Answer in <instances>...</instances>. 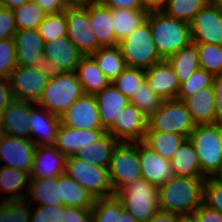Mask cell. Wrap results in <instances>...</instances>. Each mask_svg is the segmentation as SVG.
Instances as JSON below:
<instances>
[{
	"label": "cell",
	"instance_id": "83f0119b",
	"mask_svg": "<svg viewBox=\"0 0 222 222\" xmlns=\"http://www.w3.org/2000/svg\"><path fill=\"white\" fill-rule=\"evenodd\" d=\"M31 206H64L59 197V176L30 179L25 199Z\"/></svg>",
	"mask_w": 222,
	"mask_h": 222
},
{
	"label": "cell",
	"instance_id": "c3c4849f",
	"mask_svg": "<svg viewBox=\"0 0 222 222\" xmlns=\"http://www.w3.org/2000/svg\"><path fill=\"white\" fill-rule=\"evenodd\" d=\"M63 206H31L29 222H61Z\"/></svg>",
	"mask_w": 222,
	"mask_h": 222
},
{
	"label": "cell",
	"instance_id": "e7e4bbea",
	"mask_svg": "<svg viewBox=\"0 0 222 222\" xmlns=\"http://www.w3.org/2000/svg\"><path fill=\"white\" fill-rule=\"evenodd\" d=\"M119 222H138L130 213L126 210L122 211V214L119 218Z\"/></svg>",
	"mask_w": 222,
	"mask_h": 222
},
{
	"label": "cell",
	"instance_id": "f907efd6",
	"mask_svg": "<svg viewBox=\"0 0 222 222\" xmlns=\"http://www.w3.org/2000/svg\"><path fill=\"white\" fill-rule=\"evenodd\" d=\"M61 222H92L91 209L63 206Z\"/></svg>",
	"mask_w": 222,
	"mask_h": 222
},
{
	"label": "cell",
	"instance_id": "816d5d0a",
	"mask_svg": "<svg viewBox=\"0 0 222 222\" xmlns=\"http://www.w3.org/2000/svg\"><path fill=\"white\" fill-rule=\"evenodd\" d=\"M31 66L43 72L49 79L64 73L59 66L49 61L44 54H42Z\"/></svg>",
	"mask_w": 222,
	"mask_h": 222
},
{
	"label": "cell",
	"instance_id": "f1b7e54d",
	"mask_svg": "<svg viewBox=\"0 0 222 222\" xmlns=\"http://www.w3.org/2000/svg\"><path fill=\"white\" fill-rule=\"evenodd\" d=\"M174 176L186 178H205L201 174V167L197 152L189 138L185 139L170 159Z\"/></svg>",
	"mask_w": 222,
	"mask_h": 222
},
{
	"label": "cell",
	"instance_id": "2e32d148",
	"mask_svg": "<svg viewBox=\"0 0 222 222\" xmlns=\"http://www.w3.org/2000/svg\"><path fill=\"white\" fill-rule=\"evenodd\" d=\"M60 125V116L49 113L35 103L30 102V140L37 146L54 145L56 132Z\"/></svg>",
	"mask_w": 222,
	"mask_h": 222
},
{
	"label": "cell",
	"instance_id": "d590c367",
	"mask_svg": "<svg viewBox=\"0 0 222 222\" xmlns=\"http://www.w3.org/2000/svg\"><path fill=\"white\" fill-rule=\"evenodd\" d=\"M186 138L171 132L146 131L143 143L158 155L170 160Z\"/></svg>",
	"mask_w": 222,
	"mask_h": 222
},
{
	"label": "cell",
	"instance_id": "6125c7cd",
	"mask_svg": "<svg viewBox=\"0 0 222 222\" xmlns=\"http://www.w3.org/2000/svg\"><path fill=\"white\" fill-rule=\"evenodd\" d=\"M67 7L86 6L89 3L96 2L97 0H63Z\"/></svg>",
	"mask_w": 222,
	"mask_h": 222
},
{
	"label": "cell",
	"instance_id": "681fc988",
	"mask_svg": "<svg viewBox=\"0 0 222 222\" xmlns=\"http://www.w3.org/2000/svg\"><path fill=\"white\" fill-rule=\"evenodd\" d=\"M16 32L13 10L0 6V40L13 38Z\"/></svg>",
	"mask_w": 222,
	"mask_h": 222
},
{
	"label": "cell",
	"instance_id": "d6986e66",
	"mask_svg": "<svg viewBox=\"0 0 222 222\" xmlns=\"http://www.w3.org/2000/svg\"><path fill=\"white\" fill-rule=\"evenodd\" d=\"M67 157L54 145L36 146L30 179L58 177L64 174Z\"/></svg>",
	"mask_w": 222,
	"mask_h": 222
},
{
	"label": "cell",
	"instance_id": "9f6ffc18",
	"mask_svg": "<svg viewBox=\"0 0 222 222\" xmlns=\"http://www.w3.org/2000/svg\"><path fill=\"white\" fill-rule=\"evenodd\" d=\"M101 5L110 8L144 9L142 0H97Z\"/></svg>",
	"mask_w": 222,
	"mask_h": 222
},
{
	"label": "cell",
	"instance_id": "ba28073f",
	"mask_svg": "<svg viewBox=\"0 0 222 222\" xmlns=\"http://www.w3.org/2000/svg\"><path fill=\"white\" fill-rule=\"evenodd\" d=\"M64 173L90 192L95 199L114 195L108 167L97 166L75 156H69L66 159Z\"/></svg>",
	"mask_w": 222,
	"mask_h": 222
},
{
	"label": "cell",
	"instance_id": "60d3db41",
	"mask_svg": "<svg viewBox=\"0 0 222 222\" xmlns=\"http://www.w3.org/2000/svg\"><path fill=\"white\" fill-rule=\"evenodd\" d=\"M200 68L213 76L222 73V45L197 44Z\"/></svg>",
	"mask_w": 222,
	"mask_h": 222
},
{
	"label": "cell",
	"instance_id": "db71d44e",
	"mask_svg": "<svg viewBox=\"0 0 222 222\" xmlns=\"http://www.w3.org/2000/svg\"><path fill=\"white\" fill-rule=\"evenodd\" d=\"M193 213L197 216L199 222H222V214L208 207L204 203H202Z\"/></svg>",
	"mask_w": 222,
	"mask_h": 222
},
{
	"label": "cell",
	"instance_id": "7c38bea8",
	"mask_svg": "<svg viewBox=\"0 0 222 222\" xmlns=\"http://www.w3.org/2000/svg\"><path fill=\"white\" fill-rule=\"evenodd\" d=\"M49 78L32 66H16L8 77L13 99L37 104Z\"/></svg>",
	"mask_w": 222,
	"mask_h": 222
},
{
	"label": "cell",
	"instance_id": "d4e9b609",
	"mask_svg": "<svg viewBox=\"0 0 222 222\" xmlns=\"http://www.w3.org/2000/svg\"><path fill=\"white\" fill-rule=\"evenodd\" d=\"M94 96L97 101L102 128L106 131L112 125L120 109L126 107L130 100L112 83Z\"/></svg>",
	"mask_w": 222,
	"mask_h": 222
},
{
	"label": "cell",
	"instance_id": "4fadbf2b",
	"mask_svg": "<svg viewBox=\"0 0 222 222\" xmlns=\"http://www.w3.org/2000/svg\"><path fill=\"white\" fill-rule=\"evenodd\" d=\"M147 119L135 105L129 103L120 109L106 132L119 142H143L147 131Z\"/></svg>",
	"mask_w": 222,
	"mask_h": 222
},
{
	"label": "cell",
	"instance_id": "4316f807",
	"mask_svg": "<svg viewBox=\"0 0 222 222\" xmlns=\"http://www.w3.org/2000/svg\"><path fill=\"white\" fill-rule=\"evenodd\" d=\"M29 184V172L0 166V201L26 199Z\"/></svg>",
	"mask_w": 222,
	"mask_h": 222
},
{
	"label": "cell",
	"instance_id": "5b68a950",
	"mask_svg": "<svg viewBox=\"0 0 222 222\" xmlns=\"http://www.w3.org/2000/svg\"><path fill=\"white\" fill-rule=\"evenodd\" d=\"M84 94L75 71L65 72L48 80L37 105L49 113L61 116Z\"/></svg>",
	"mask_w": 222,
	"mask_h": 222
},
{
	"label": "cell",
	"instance_id": "91938a15",
	"mask_svg": "<svg viewBox=\"0 0 222 222\" xmlns=\"http://www.w3.org/2000/svg\"><path fill=\"white\" fill-rule=\"evenodd\" d=\"M143 8L147 12L162 11L167 4V0H142Z\"/></svg>",
	"mask_w": 222,
	"mask_h": 222
},
{
	"label": "cell",
	"instance_id": "be15d7a7",
	"mask_svg": "<svg viewBox=\"0 0 222 222\" xmlns=\"http://www.w3.org/2000/svg\"><path fill=\"white\" fill-rule=\"evenodd\" d=\"M178 222H199V220L194 213H188L179 215Z\"/></svg>",
	"mask_w": 222,
	"mask_h": 222
},
{
	"label": "cell",
	"instance_id": "cb8c5ba5",
	"mask_svg": "<svg viewBox=\"0 0 222 222\" xmlns=\"http://www.w3.org/2000/svg\"><path fill=\"white\" fill-rule=\"evenodd\" d=\"M89 20L97 42L101 47L119 45L113 30L111 9L98 1L88 4Z\"/></svg>",
	"mask_w": 222,
	"mask_h": 222
},
{
	"label": "cell",
	"instance_id": "6f0895ef",
	"mask_svg": "<svg viewBox=\"0 0 222 222\" xmlns=\"http://www.w3.org/2000/svg\"><path fill=\"white\" fill-rule=\"evenodd\" d=\"M12 100L13 95L8 78H0V114Z\"/></svg>",
	"mask_w": 222,
	"mask_h": 222
},
{
	"label": "cell",
	"instance_id": "f5cc1de1",
	"mask_svg": "<svg viewBox=\"0 0 222 222\" xmlns=\"http://www.w3.org/2000/svg\"><path fill=\"white\" fill-rule=\"evenodd\" d=\"M212 87L215 94V120L222 124V73L213 77Z\"/></svg>",
	"mask_w": 222,
	"mask_h": 222
},
{
	"label": "cell",
	"instance_id": "7bdbcfd3",
	"mask_svg": "<svg viewBox=\"0 0 222 222\" xmlns=\"http://www.w3.org/2000/svg\"><path fill=\"white\" fill-rule=\"evenodd\" d=\"M31 205L24 200L0 201V222H29Z\"/></svg>",
	"mask_w": 222,
	"mask_h": 222
},
{
	"label": "cell",
	"instance_id": "484cf974",
	"mask_svg": "<svg viewBox=\"0 0 222 222\" xmlns=\"http://www.w3.org/2000/svg\"><path fill=\"white\" fill-rule=\"evenodd\" d=\"M215 94L212 86L197 91L183 102L196 125L216 124Z\"/></svg>",
	"mask_w": 222,
	"mask_h": 222
},
{
	"label": "cell",
	"instance_id": "a7ac6f4b",
	"mask_svg": "<svg viewBox=\"0 0 222 222\" xmlns=\"http://www.w3.org/2000/svg\"><path fill=\"white\" fill-rule=\"evenodd\" d=\"M222 10V0H214Z\"/></svg>",
	"mask_w": 222,
	"mask_h": 222
},
{
	"label": "cell",
	"instance_id": "8992f818",
	"mask_svg": "<svg viewBox=\"0 0 222 222\" xmlns=\"http://www.w3.org/2000/svg\"><path fill=\"white\" fill-rule=\"evenodd\" d=\"M119 47L127 67L147 70L163 60L157 52L147 20L120 41Z\"/></svg>",
	"mask_w": 222,
	"mask_h": 222
},
{
	"label": "cell",
	"instance_id": "680465c9",
	"mask_svg": "<svg viewBox=\"0 0 222 222\" xmlns=\"http://www.w3.org/2000/svg\"><path fill=\"white\" fill-rule=\"evenodd\" d=\"M178 220V214L159 209L147 222H178Z\"/></svg>",
	"mask_w": 222,
	"mask_h": 222
},
{
	"label": "cell",
	"instance_id": "f6af8a7d",
	"mask_svg": "<svg viewBox=\"0 0 222 222\" xmlns=\"http://www.w3.org/2000/svg\"><path fill=\"white\" fill-rule=\"evenodd\" d=\"M213 75L202 68H198L187 80L180 84L177 99L184 101L197 91L212 86Z\"/></svg>",
	"mask_w": 222,
	"mask_h": 222
},
{
	"label": "cell",
	"instance_id": "f35d334b",
	"mask_svg": "<svg viewBox=\"0 0 222 222\" xmlns=\"http://www.w3.org/2000/svg\"><path fill=\"white\" fill-rule=\"evenodd\" d=\"M13 13L17 30L38 29L47 15L33 0L13 9Z\"/></svg>",
	"mask_w": 222,
	"mask_h": 222
},
{
	"label": "cell",
	"instance_id": "8d00e7d4",
	"mask_svg": "<svg viewBox=\"0 0 222 222\" xmlns=\"http://www.w3.org/2000/svg\"><path fill=\"white\" fill-rule=\"evenodd\" d=\"M123 210V205L115 194L96 198L91 209L92 222H119Z\"/></svg>",
	"mask_w": 222,
	"mask_h": 222
},
{
	"label": "cell",
	"instance_id": "277c9868",
	"mask_svg": "<svg viewBox=\"0 0 222 222\" xmlns=\"http://www.w3.org/2000/svg\"><path fill=\"white\" fill-rule=\"evenodd\" d=\"M115 195L138 222H147L159 210L158 186L142 177L122 186Z\"/></svg>",
	"mask_w": 222,
	"mask_h": 222
},
{
	"label": "cell",
	"instance_id": "1f68e13d",
	"mask_svg": "<svg viewBox=\"0 0 222 222\" xmlns=\"http://www.w3.org/2000/svg\"><path fill=\"white\" fill-rule=\"evenodd\" d=\"M59 197L64 206L92 209L95 198L65 173L59 176Z\"/></svg>",
	"mask_w": 222,
	"mask_h": 222
},
{
	"label": "cell",
	"instance_id": "7dc6e473",
	"mask_svg": "<svg viewBox=\"0 0 222 222\" xmlns=\"http://www.w3.org/2000/svg\"><path fill=\"white\" fill-rule=\"evenodd\" d=\"M203 203L222 214V183L214 177L205 181Z\"/></svg>",
	"mask_w": 222,
	"mask_h": 222
},
{
	"label": "cell",
	"instance_id": "74e56055",
	"mask_svg": "<svg viewBox=\"0 0 222 222\" xmlns=\"http://www.w3.org/2000/svg\"><path fill=\"white\" fill-rule=\"evenodd\" d=\"M211 0H167L162 10L166 15L190 23L195 14Z\"/></svg>",
	"mask_w": 222,
	"mask_h": 222
},
{
	"label": "cell",
	"instance_id": "7a4b0ae2",
	"mask_svg": "<svg viewBox=\"0 0 222 222\" xmlns=\"http://www.w3.org/2000/svg\"><path fill=\"white\" fill-rule=\"evenodd\" d=\"M146 20L159 56L163 60L179 52L191 42L189 23L177 20L162 11L148 12Z\"/></svg>",
	"mask_w": 222,
	"mask_h": 222
},
{
	"label": "cell",
	"instance_id": "f546056e",
	"mask_svg": "<svg viewBox=\"0 0 222 222\" xmlns=\"http://www.w3.org/2000/svg\"><path fill=\"white\" fill-rule=\"evenodd\" d=\"M75 73L85 94L95 95L111 83L90 55L80 58Z\"/></svg>",
	"mask_w": 222,
	"mask_h": 222
},
{
	"label": "cell",
	"instance_id": "03108f58",
	"mask_svg": "<svg viewBox=\"0 0 222 222\" xmlns=\"http://www.w3.org/2000/svg\"><path fill=\"white\" fill-rule=\"evenodd\" d=\"M214 178L222 183V169L215 175Z\"/></svg>",
	"mask_w": 222,
	"mask_h": 222
},
{
	"label": "cell",
	"instance_id": "9c48e42d",
	"mask_svg": "<svg viewBox=\"0 0 222 222\" xmlns=\"http://www.w3.org/2000/svg\"><path fill=\"white\" fill-rule=\"evenodd\" d=\"M138 142H119L108 166L110 184L114 194L124 185L141 178Z\"/></svg>",
	"mask_w": 222,
	"mask_h": 222
},
{
	"label": "cell",
	"instance_id": "3957f363",
	"mask_svg": "<svg viewBox=\"0 0 222 222\" xmlns=\"http://www.w3.org/2000/svg\"><path fill=\"white\" fill-rule=\"evenodd\" d=\"M189 139L197 152L201 174L215 177L222 169V124L196 125Z\"/></svg>",
	"mask_w": 222,
	"mask_h": 222
},
{
	"label": "cell",
	"instance_id": "8fae6325",
	"mask_svg": "<svg viewBox=\"0 0 222 222\" xmlns=\"http://www.w3.org/2000/svg\"><path fill=\"white\" fill-rule=\"evenodd\" d=\"M189 25L192 42L222 45V10L215 1L199 10Z\"/></svg>",
	"mask_w": 222,
	"mask_h": 222
},
{
	"label": "cell",
	"instance_id": "e575fe53",
	"mask_svg": "<svg viewBox=\"0 0 222 222\" xmlns=\"http://www.w3.org/2000/svg\"><path fill=\"white\" fill-rule=\"evenodd\" d=\"M167 61L176 73L179 84H182L200 68L197 44L191 41L179 52L169 57Z\"/></svg>",
	"mask_w": 222,
	"mask_h": 222
},
{
	"label": "cell",
	"instance_id": "e0dca14e",
	"mask_svg": "<svg viewBox=\"0 0 222 222\" xmlns=\"http://www.w3.org/2000/svg\"><path fill=\"white\" fill-rule=\"evenodd\" d=\"M138 157L141 177L147 182L159 187L174 176L170 160L158 155L143 142H138Z\"/></svg>",
	"mask_w": 222,
	"mask_h": 222
},
{
	"label": "cell",
	"instance_id": "003e7915",
	"mask_svg": "<svg viewBox=\"0 0 222 222\" xmlns=\"http://www.w3.org/2000/svg\"><path fill=\"white\" fill-rule=\"evenodd\" d=\"M4 135L3 132V122H2V115L0 114V138Z\"/></svg>",
	"mask_w": 222,
	"mask_h": 222
},
{
	"label": "cell",
	"instance_id": "603a6c76",
	"mask_svg": "<svg viewBox=\"0 0 222 222\" xmlns=\"http://www.w3.org/2000/svg\"><path fill=\"white\" fill-rule=\"evenodd\" d=\"M13 40L18 66H31L43 54L45 43L37 29L17 30Z\"/></svg>",
	"mask_w": 222,
	"mask_h": 222
},
{
	"label": "cell",
	"instance_id": "7402d4cb",
	"mask_svg": "<svg viewBox=\"0 0 222 222\" xmlns=\"http://www.w3.org/2000/svg\"><path fill=\"white\" fill-rule=\"evenodd\" d=\"M43 54L65 72H74L83 56L67 37L56 38L44 45Z\"/></svg>",
	"mask_w": 222,
	"mask_h": 222
},
{
	"label": "cell",
	"instance_id": "b9f144b4",
	"mask_svg": "<svg viewBox=\"0 0 222 222\" xmlns=\"http://www.w3.org/2000/svg\"><path fill=\"white\" fill-rule=\"evenodd\" d=\"M145 80V70L126 67L124 71L111 82L129 100L139 89V85Z\"/></svg>",
	"mask_w": 222,
	"mask_h": 222
},
{
	"label": "cell",
	"instance_id": "5bb4252c",
	"mask_svg": "<svg viewBox=\"0 0 222 222\" xmlns=\"http://www.w3.org/2000/svg\"><path fill=\"white\" fill-rule=\"evenodd\" d=\"M30 139H23L4 134L0 138V164L30 173L33 165L35 148Z\"/></svg>",
	"mask_w": 222,
	"mask_h": 222
},
{
	"label": "cell",
	"instance_id": "ab89813d",
	"mask_svg": "<svg viewBox=\"0 0 222 222\" xmlns=\"http://www.w3.org/2000/svg\"><path fill=\"white\" fill-rule=\"evenodd\" d=\"M164 99L155 94L149 87L146 79L139 85V89L130 98V103L135 105L147 118L159 109Z\"/></svg>",
	"mask_w": 222,
	"mask_h": 222
},
{
	"label": "cell",
	"instance_id": "ac0fdd59",
	"mask_svg": "<svg viewBox=\"0 0 222 222\" xmlns=\"http://www.w3.org/2000/svg\"><path fill=\"white\" fill-rule=\"evenodd\" d=\"M145 79L153 92L162 99H177L180 84L167 60H162L145 70Z\"/></svg>",
	"mask_w": 222,
	"mask_h": 222
},
{
	"label": "cell",
	"instance_id": "52a82bcc",
	"mask_svg": "<svg viewBox=\"0 0 222 222\" xmlns=\"http://www.w3.org/2000/svg\"><path fill=\"white\" fill-rule=\"evenodd\" d=\"M196 124L183 101L164 100L161 107L147 119V131L171 132L189 138Z\"/></svg>",
	"mask_w": 222,
	"mask_h": 222
},
{
	"label": "cell",
	"instance_id": "6da1fadb",
	"mask_svg": "<svg viewBox=\"0 0 222 222\" xmlns=\"http://www.w3.org/2000/svg\"><path fill=\"white\" fill-rule=\"evenodd\" d=\"M206 179L173 176L158 187L159 209L178 215L193 213L203 203Z\"/></svg>",
	"mask_w": 222,
	"mask_h": 222
},
{
	"label": "cell",
	"instance_id": "11a10c76",
	"mask_svg": "<svg viewBox=\"0 0 222 222\" xmlns=\"http://www.w3.org/2000/svg\"><path fill=\"white\" fill-rule=\"evenodd\" d=\"M47 15L65 12L68 8L63 0H33Z\"/></svg>",
	"mask_w": 222,
	"mask_h": 222
},
{
	"label": "cell",
	"instance_id": "ee69618b",
	"mask_svg": "<svg viewBox=\"0 0 222 222\" xmlns=\"http://www.w3.org/2000/svg\"><path fill=\"white\" fill-rule=\"evenodd\" d=\"M38 32L44 43L56 38L67 36V23L65 12L46 15L43 22L38 26Z\"/></svg>",
	"mask_w": 222,
	"mask_h": 222
},
{
	"label": "cell",
	"instance_id": "d6a6232c",
	"mask_svg": "<svg viewBox=\"0 0 222 222\" xmlns=\"http://www.w3.org/2000/svg\"><path fill=\"white\" fill-rule=\"evenodd\" d=\"M148 12L144 9H111L113 30L119 43L146 21Z\"/></svg>",
	"mask_w": 222,
	"mask_h": 222
},
{
	"label": "cell",
	"instance_id": "94428289",
	"mask_svg": "<svg viewBox=\"0 0 222 222\" xmlns=\"http://www.w3.org/2000/svg\"><path fill=\"white\" fill-rule=\"evenodd\" d=\"M30 0H0V6L11 10L22 6Z\"/></svg>",
	"mask_w": 222,
	"mask_h": 222
},
{
	"label": "cell",
	"instance_id": "836d02e7",
	"mask_svg": "<svg viewBox=\"0 0 222 222\" xmlns=\"http://www.w3.org/2000/svg\"><path fill=\"white\" fill-rule=\"evenodd\" d=\"M90 56L110 82H113L127 67L119 45L100 47Z\"/></svg>",
	"mask_w": 222,
	"mask_h": 222
},
{
	"label": "cell",
	"instance_id": "4dcf8cb0",
	"mask_svg": "<svg viewBox=\"0 0 222 222\" xmlns=\"http://www.w3.org/2000/svg\"><path fill=\"white\" fill-rule=\"evenodd\" d=\"M118 143L117 139L106 132L99 140L79 148L74 156L90 164L108 167Z\"/></svg>",
	"mask_w": 222,
	"mask_h": 222
},
{
	"label": "cell",
	"instance_id": "44dd1931",
	"mask_svg": "<svg viewBox=\"0 0 222 222\" xmlns=\"http://www.w3.org/2000/svg\"><path fill=\"white\" fill-rule=\"evenodd\" d=\"M1 115L4 134L30 139V102L13 99Z\"/></svg>",
	"mask_w": 222,
	"mask_h": 222
},
{
	"label": "cell",
	"instance_id": "9a60e30c",
	"mask_svg": "<svg viewBox=\"0 0 222 222\" xmlns=\"http://www.w3.org/2000/svg\"><path fill=\"white\" fill-rule=\"evenodd\" d=\"M60 124L75 129L102 128L94 95L84 94L60 116Z\"/></svg>",
	"mask_w": 222,
	"mask_h": 222
},
{
	"label": "cell",
	"instance_id": "bcb514c9",
	"mask_svg": "<svg viewBox=\"0 0 222 222\" xmlns=\"http://www.w3.org/2000/svg\"><path fill=\"white\" fill-rule=\"evenodd\" d=\"M16 66V49L13 38L0 40V78H8Z\"/></svg>",
	"mask_w": 222,
	"mask_h": 222
},
{
	"label": "cell",
	"instance_id": "30bf717a",
	"mask_svg": "<svg viewBox=\"0 0 222 222\" xmlns=\"http://www.w3.org/2000/svg\"><path fill=\"white\" fill-rule=\"evenodd\" d=\"M67 37L74 43L77 50L88 56L95 53L101 46L92 30L88 5L68 7L65 10Z\"/></svg>",
	"mask_w": 222,
	"mask_h": 222
},
{
	"label": "cell",
	"instance_id": "ffe728a7",
	"mask_svg": "<svg viewBox=\"0 0 222 222\" xmlns=\"http://www.w3.org/2000/svg\"><path fill=\"white\" fill-rule=\"evenodd\" d=\"M105 133L103 128L75 129L60 124L54 146L66 157L74 156L79 148L99 140Z\"/></svg>",
	"mask_w": 222,
	"mask_h": 222
}]
</instances>
